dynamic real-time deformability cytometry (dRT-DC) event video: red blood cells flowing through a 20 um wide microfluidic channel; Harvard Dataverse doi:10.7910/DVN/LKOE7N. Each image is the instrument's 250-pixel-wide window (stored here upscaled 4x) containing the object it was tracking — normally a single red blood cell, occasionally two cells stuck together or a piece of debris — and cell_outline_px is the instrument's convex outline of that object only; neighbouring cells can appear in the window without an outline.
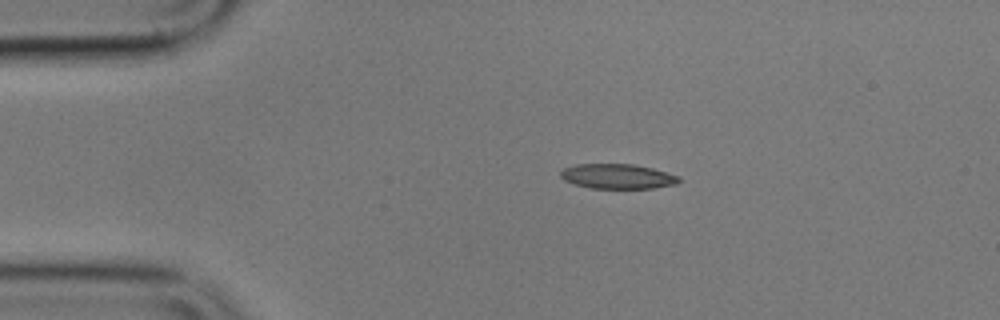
{"species": "common noctule bat (a hibernating species)", "species_latin": "Nyctalus noctula", "temperature_condition": "cold", "stored_images_in_passage": 5, "camera_frame_rate_fps": 3000, "um_per_image_px": 0.085, "animal": {"sex": "male", "body_mass_g": 17.9}, "frame": {"image": 1, "passage_image": 5, "time_ms": 5.667, "image_size_px": [1000, 320], "cell_outline_px": [[680, 180], [676, 184], [652, 188], [592, 188], [576, 184], [564, 180], [560, 176], [560, 172], [564, 168], [576, 164], [632, 164], [652, 168], [680, 176]], "centroid_in_image_um": [52.49, 14.98], "position_along_channel_um": 32.5, "area_um2": 16.99}}